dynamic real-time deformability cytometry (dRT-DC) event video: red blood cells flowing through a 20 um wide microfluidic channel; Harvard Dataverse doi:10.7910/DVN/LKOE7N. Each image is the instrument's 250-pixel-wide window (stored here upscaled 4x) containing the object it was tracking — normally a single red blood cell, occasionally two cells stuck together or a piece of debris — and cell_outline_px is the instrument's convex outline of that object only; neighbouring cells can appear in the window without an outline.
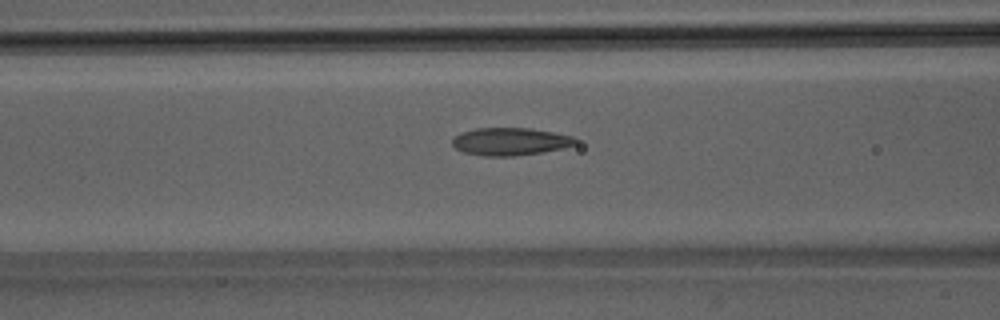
{"species": "Egyptian fruit bat (a non-hibernating species)", "species_latin": "Rousettus aegyptiacus", "temperature_condition": "room temperature", "stored_images_in_passage": 48, "camera_frame_rate_fps": 3000, "um_per_image_px": 0.085, "animal": {"sex": "male"}, "frame": {"image": 1, "passage_image": 21, "time_ms": 6.667, "image_size_px": [1000, 320], "cell_outline_px": [[576, 144], [564, 148], [544, 152], [512, 156], [484, 156], [464, 152], [456, 148], [452, 144], [452, 140], [460, 132], [476, 128], [532, 128], [572, 136], [576, 140]], "centroid_in_image_um": [43.37, 12.03], "position_along_channel_um": 123.2, "area_um2": 19.83}}
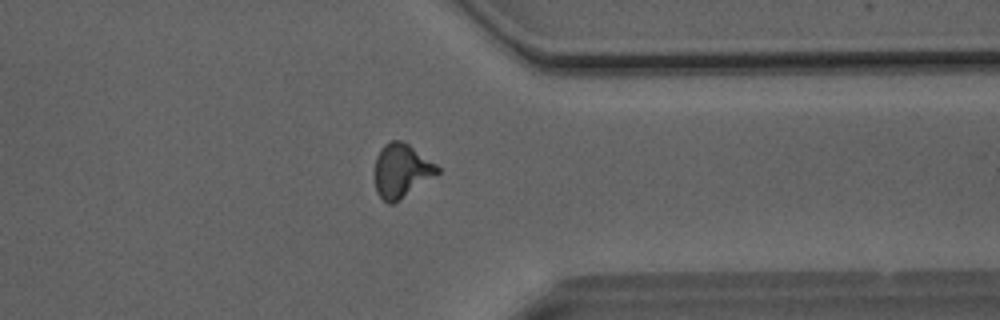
{"frame": {"image": 2, "passage_image": 40, "time_ms": 13.0, "image_size_px": [1000, 320], "cell_outline_px": [[440, 172], [392, 204], [388, 204], [376, 192], [376, 156], [380, 148], [384, 144], [392, 140], [404, 140], [436, 164], [440, 168]], "centroid_in_image_um": [34.12, 14.47], "position_along_channel_um": 377.3, "area_um2": 19.36}}
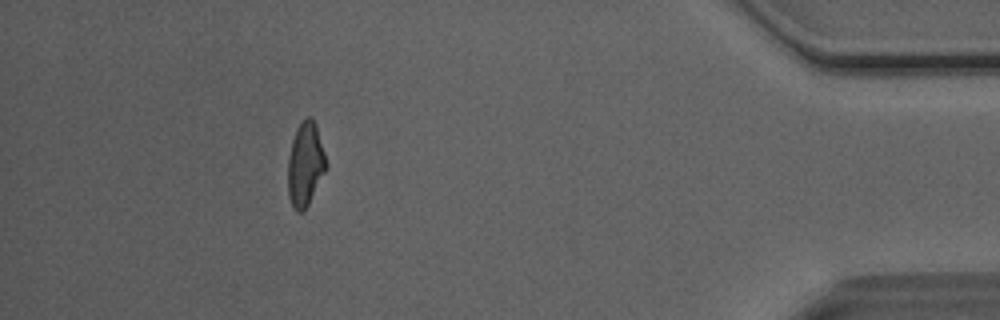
{"frame": {"image": 3, "passage_image": 46, "time_ms": 15.0, "image_size_px": [1000, 320], "cell_outline_px": [[328, 168], [304, 212], [296, 212], [292, 208], [288, 196], [288, 156], [292, 140], [296, 128], [308, 116], [312, 116], [316, 124], [328, 164]], "centroid_in_image_um": [25.96, 13.99], "position_along_channel_um": 409.2, "area_um2": 19.07}, "authors_computed_cell_mechanics": {"area_um2": 19.5075, "velocity_mm_per_s": 4.0871, "shape_relaxation_time_tau1_ms": 8.1573, "shape_relaxation_time_tau2_ms": 1.3049, "deformation_change_tau1": 0.2104, "deformation_change_tau2": 0.0932}}